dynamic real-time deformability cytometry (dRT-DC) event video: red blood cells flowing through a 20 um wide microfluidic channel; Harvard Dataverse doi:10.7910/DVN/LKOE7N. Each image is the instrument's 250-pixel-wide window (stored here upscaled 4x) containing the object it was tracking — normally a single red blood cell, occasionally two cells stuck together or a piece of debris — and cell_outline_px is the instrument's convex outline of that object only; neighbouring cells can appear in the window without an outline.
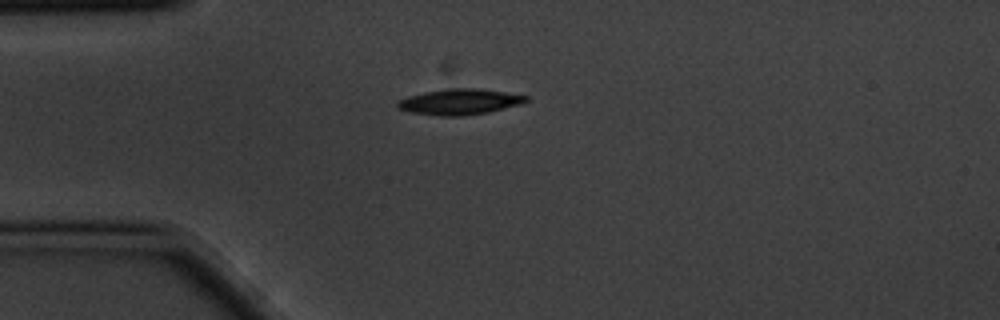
{"species": "common noctule bat (a hibernating species)", "species_latin": "Nyctalus noctula", "temperature_condition": "cold", "stored_images_in_passage": 3, "camera_frame_rate_fps": 3000, "um_per_image_px": 0.085, "animal": {"sex": "male", "body_mass_g": 20.1, "forearm_length_mm": 53.5}, "frame": {"image": 1, "passage_image": 1, "time_ms": 0.0, "image_size_px": [1000, 320], "cell_outline_px": [[528, 100], [520, 104], [488, 112], [460, 116], [440, 116], [412, 112], [400, 108], [396, 104], [396, 100], [408, 96], [424, 92], [448, 88], [476, 88], [504, 92], [528, 96]], "centroid_in_image_um": [39.04, 8.64], "position_along_channel_um": 46.0, "area_um2": 19.07}}
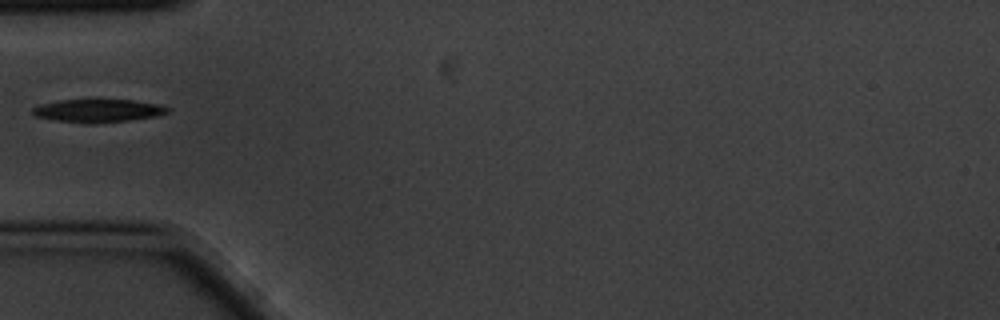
{"frame": {"image": 2, "passage_image": 2, "time_ms": 0.333, "image_size_px": [1000, 320], "cell_outline_px": [[172, 108], [168, 112], [156, 116], [128, 120], [88, 124], [56, 120], [36, 116], [32, 112], [32, 108], [40, 104], [60, 100], [136, 100], [160, 104]], "centroid_in_image_um": [8.37, 9.4], "position_along_channel_um": 76.6, "area_um2": 18.09}}